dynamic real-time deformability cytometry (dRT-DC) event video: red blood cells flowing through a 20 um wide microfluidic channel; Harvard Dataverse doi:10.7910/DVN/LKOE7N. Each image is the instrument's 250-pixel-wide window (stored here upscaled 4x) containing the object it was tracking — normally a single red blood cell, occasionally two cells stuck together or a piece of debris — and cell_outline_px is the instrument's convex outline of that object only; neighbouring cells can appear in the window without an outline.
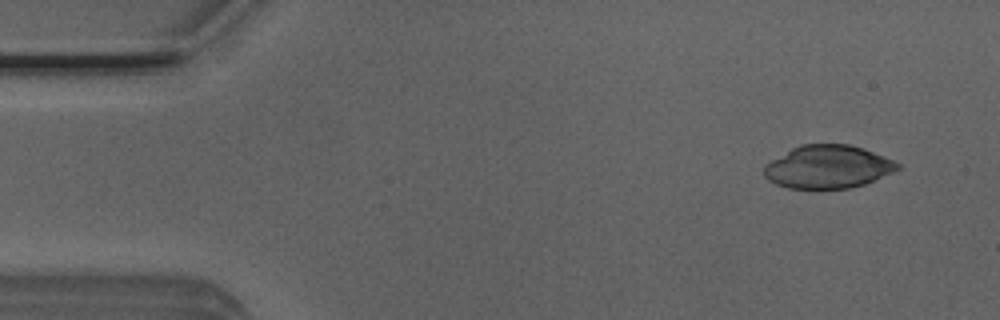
{"species": "Egyptian fruit bat (a non-hibernating species)", "species_latin": "Rousettus aegyptiacus", "temperature_condition": "room temperature", "stored_images_in_passage": 4, "segment_of_instrument_passage": [2, 2], "camera_frame_rate_fps": 3000, "um_per_image_px": 0.085, "animal": {"sex": "male"}, "frame": {"image": 1, "passage_image": 4, "time_ms": 1.0, "image_size_px": [1000, 320], "cell_outline_px": [[900, 168], [892, 172], [864, 184], [848, 188], [788, 188], [776, 184], [768, 180], [764, 176], [764, 168], [772, 160], [792, 148], [800, 144], [848, 144], [864, 148], [892, 160], [900, 164]], "centroid_in_image_um": [70.36, 14.17], "position_along_channel_um": 14.6, "area_um2": 33.12}}